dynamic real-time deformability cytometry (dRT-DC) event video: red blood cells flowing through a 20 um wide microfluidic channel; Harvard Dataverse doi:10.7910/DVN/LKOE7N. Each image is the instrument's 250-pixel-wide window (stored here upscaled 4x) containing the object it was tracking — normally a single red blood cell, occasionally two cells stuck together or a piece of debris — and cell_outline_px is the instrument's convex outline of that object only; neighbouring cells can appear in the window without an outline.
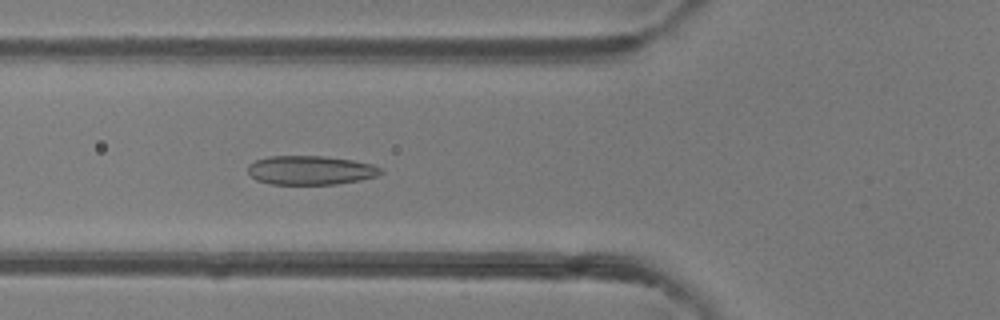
{"species": "common noctule bat (a hibernating species)", "species_latin": "Nyctalus noctula", "temperature_condition": "room temperature", "stored_images_in_passage": 5, "camera_frame_rate_fps": 3000, "um_per_image_px": 0.085, "animal": {"sex": "female"}, "frame": {"image": 1, "passage_image": 5, "time_ms": 4.667, "image_size_px": [1000, 320], "cell_outline_px": [[384, 172], [376, 176], [360, 180], [336, 184], [272, 184], [256, 180], [248, 172], [248, 164], [256, 160], [268, 156], [324, 156], [352, 160], [372, 164], [380, 168]], "centroid_in_image_um": [26.39, 14.47], "position_along_channel_um": 99.4, "area_um2": 22.43}}